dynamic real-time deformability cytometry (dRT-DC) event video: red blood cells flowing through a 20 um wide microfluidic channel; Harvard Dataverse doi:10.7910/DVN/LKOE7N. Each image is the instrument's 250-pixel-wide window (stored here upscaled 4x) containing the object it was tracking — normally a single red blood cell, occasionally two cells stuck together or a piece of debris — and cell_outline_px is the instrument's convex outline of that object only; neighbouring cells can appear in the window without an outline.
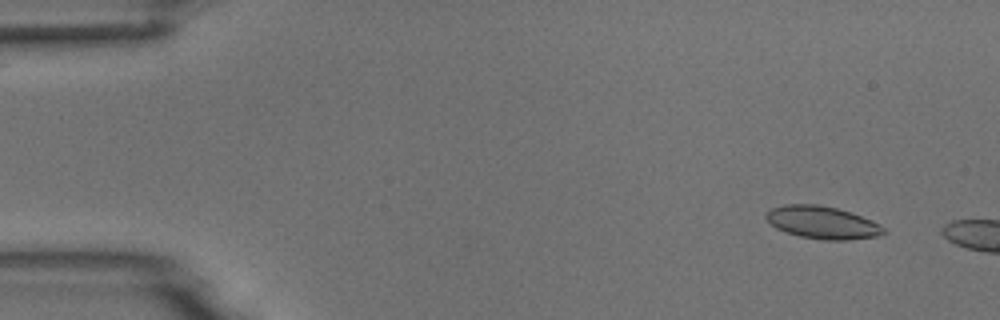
{"species": "common noctule bat (a hibernating species)", "species_latin": "Nyctalus noctula", "temperature_condition": "room temperature", "stored_images_in_passage": 8, "camera_frame_rate_fps": 3000, "um_per_image_px": 0.085, "animal": {"sex": "male", "body_mass_g": 18.8}, "frame": {"image": 1, "passage_image": 4, "time_ms": 1.0, "image_size_px": [1000, 320], "cell_outline_px": [[888, 232], [880, 236], [848, 240], [824, 240], [800, 236], [776, 228], [764, 216], [772, 208], [784, 204], [816, 204], [836, 208], [852, 212], [872, 220], [880, 224]], "centroid_in_image_um": [69.96, 18.91], "position_along_channel_um": 15.0, "area_um2": 22.37}}